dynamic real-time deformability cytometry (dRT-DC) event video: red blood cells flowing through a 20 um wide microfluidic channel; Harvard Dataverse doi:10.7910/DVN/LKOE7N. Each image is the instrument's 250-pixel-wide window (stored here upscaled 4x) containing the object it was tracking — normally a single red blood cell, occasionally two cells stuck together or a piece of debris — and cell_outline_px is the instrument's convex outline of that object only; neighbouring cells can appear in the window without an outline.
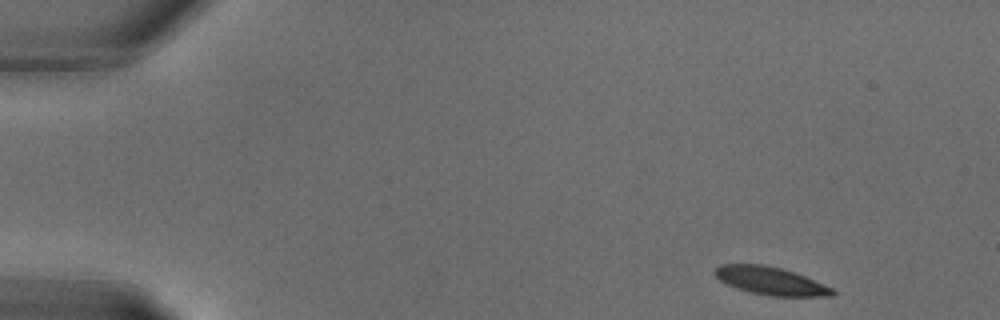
{"species": "common noctule bat (a hibernating species)", "species_latin": "Nyctalus noctula", "temperature_condition": "warm", "stored_images_in_passage": 9, "camera_frame_rate_fps": 3000, "um_per_image_px": 0.085, "animal": {"sex": "male", "body_mass_g": 18.8}, "frame": {"image": 1, "passage_image": 1, "time_ms": 0.0, "image_size_px": [1000, 320], "cell_outline_px": [[836, 296], [768, 296], [736, 288], [720, 280], [712, 272], [720, 264], [764, 264], [780, 268], [804, 276], [832, 288], [836, 292]], "centroid_in_image_um": [65.49, 23.87], "position_along_channel_um": 19.5, "area_um2": 18.96}}
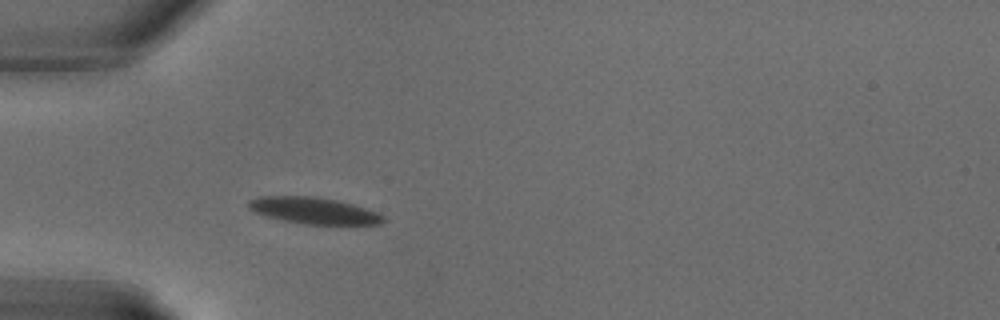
{"frame": {"image": 2, "passage_image": 7, "time_ms": 2.0, "image_size_px": [1000, 320], "cell_outline_px": [[384, 220], [380, 224], [304, 224], [284, 220], [268, 216], [256, 212], [248, 208], [248, 200], [260, 196], [312, 196], [336, 200], [352, 204], [380, 212], [384, 216]], "centroid_in_image_um": [26.69, 17.89], "position_along_channel_um": 58.3, "area_um2": 20.63}}